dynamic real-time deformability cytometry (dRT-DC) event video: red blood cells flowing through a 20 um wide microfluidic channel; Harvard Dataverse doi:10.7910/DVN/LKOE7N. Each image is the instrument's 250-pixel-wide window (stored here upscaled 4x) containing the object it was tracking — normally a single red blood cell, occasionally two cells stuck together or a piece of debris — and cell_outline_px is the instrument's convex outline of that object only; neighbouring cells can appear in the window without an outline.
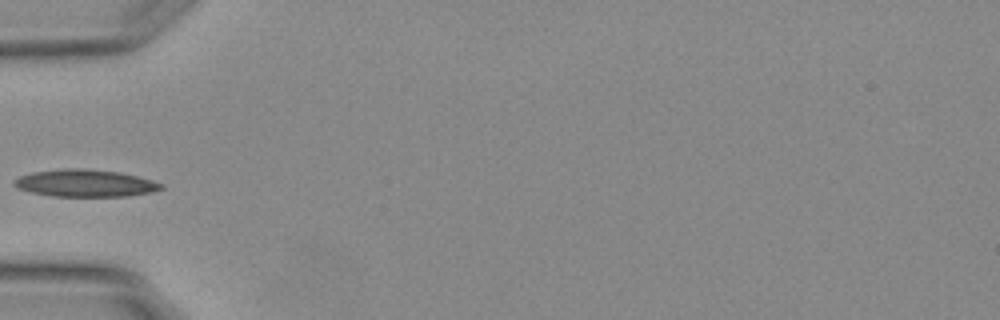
{"species": "Egyptian fruit bat (a non-hibernating species)", "species_latin": "Rousettus aegyptiacus", "temperature_condition": "warm", "stored_images_in_passage": 37, "camera_frame_rate_fps": 3000, "um_per_image_px": 0.085, "animal": {"sex": "female"}, "frame": {"image": 1, "passage_image": 1, "time_ms": 0.0, "image_size_px": [1000, 320], "cell_outline_px": [[164, 188], [152, 192], [128, 196], [52, 196], [28, 192], [16, 188], [12, 184], [12, 180], [20, 176], [32, 172], [60, 168], [84, 168], [120, 172], [152, 180], [164, 184]], "centroid_in_image_um": [7.2, 15.56], "position_along_channel_um": 77.8, "area_um2": 23.64}}
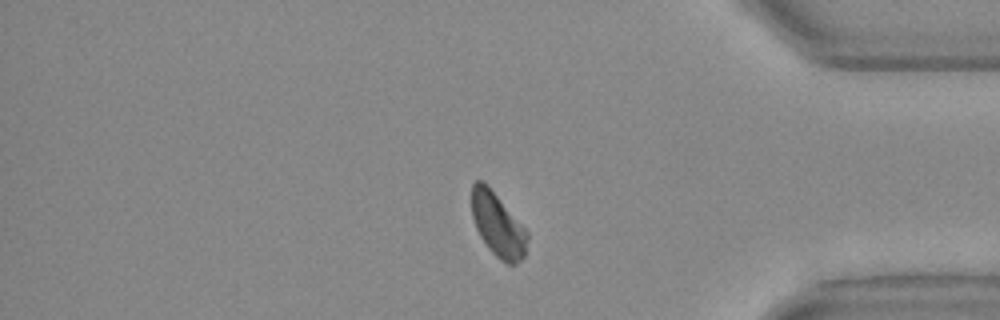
{"frame": {"image": 2, "passage_image": 28, "time_ms": 9.0, "image_size_px": [1000, 320], "cell_outline_px": [[528, 240], [524, 256], [516, 264], [508, 264], [500, 260], [488, 248], [480, 236], [476, 228], [472, 216], [472, 184], [476, 180], [480, 180], [496, 196], [528, 232]], "centroid_in_image_um": [42.31, 19.17], "position_along_channel_um": 392.9, "area_um2": 20.06}}
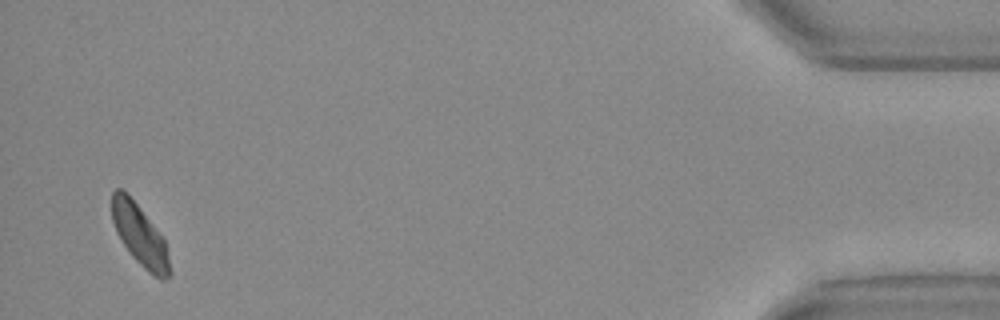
{"frame": {"image": 3, "passage_image": 35, "time_ms": 11.333, "image_size_px": [1000, 320], "cell_outline_px": [[172, 272], [164, 280], [160, 280], [148, 272], [132, 256], [120, 240], [116, 232], [112, 220], [112, 192], [116, 188], [120, 188], [140, 208], [164, 240]], "centroid_in_image_um": [11.88, 20.04], "position_along_channel_um": 423.3, "area_um2": 20.17}}